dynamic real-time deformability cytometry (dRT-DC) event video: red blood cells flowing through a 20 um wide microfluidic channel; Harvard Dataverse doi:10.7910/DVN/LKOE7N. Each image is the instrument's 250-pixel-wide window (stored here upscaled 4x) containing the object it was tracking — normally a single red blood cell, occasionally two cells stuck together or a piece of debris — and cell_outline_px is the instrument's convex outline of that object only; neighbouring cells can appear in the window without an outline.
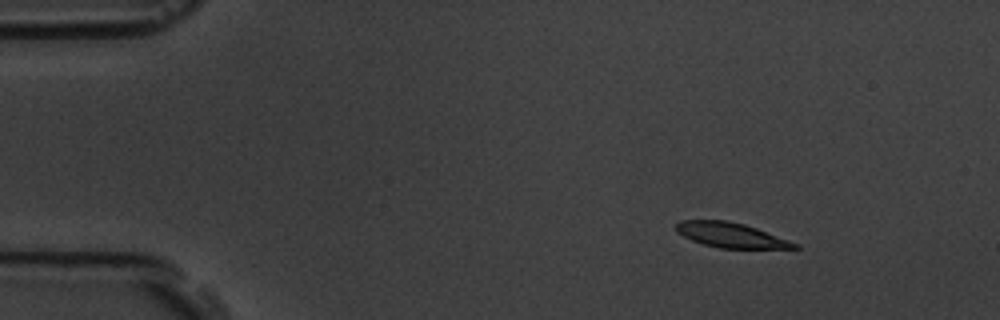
{"species": "common noctule bat (a hibernating species)", "species_latin": "Nyctalus noctula", "temperature_condition": "room temperature", "stored_images_in_passage": 11, "camera_frame_rate_fps": 3000, "um_per_image_px": 0.085, "animal": {"sex": "male", "body_mass_g": 19.5, "forearm_length_mm": 54.6}, "frame": {"image": 1, "passage_image": 2, "time_ms": 2.0, "image_size_px": [1000, 320], "cell_outline_px": [[800, 248], [720, 248], [704, 244], [692, 240], [676, 232], [672, 228], [680, 220], [728, 220], [744, 224], [756, 228], [800, 244]], "centroid_in_image_um": [62.09, 19.97], "position_along_channel_um": 22.9, "area_um2": 17.17}}
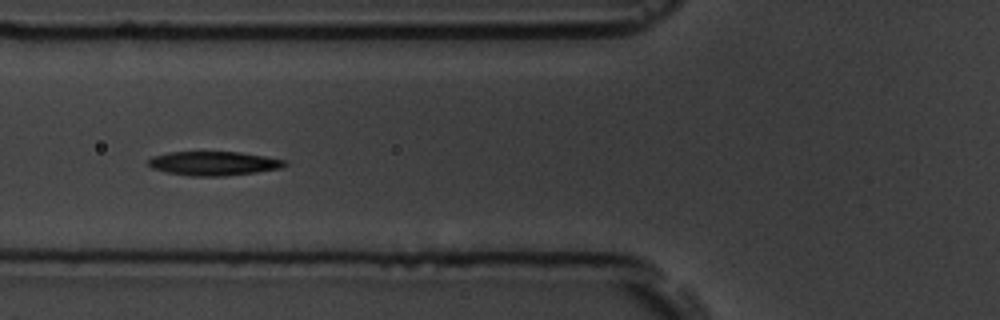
{"frame": {"image": 2, "passage_image": 6, "time_ms": 6.667, "image_size_px": [1000, 320], "cell_outline_px": [[288, 164], [280, 168], [256, 172], [224, 176], [192, 176], [168, 172], [152, 168], [148, 164], [148, 160], [152, 156], [168, 152], [240, 152], [288, 160]], "centroid_in_image_um": [18.18, 13.88], "position_along_channel_um": 107.6, "area_um2": 19.07}}
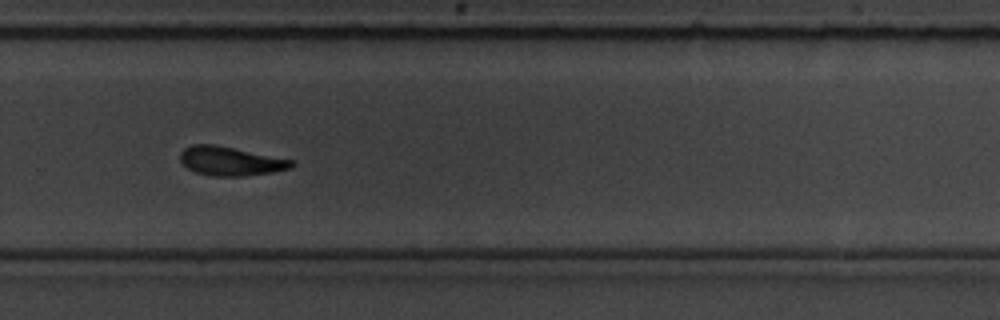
{"frame": {"image": 3, "passage_image": 11, "time_ms": 12.333, "image_size_px": [1000, 320], "cell_outline_px": [[296, 164], [292, 168], [272, 172], [240, 176], [212, 176], [196, 172], [188, 168], [180, 160], [180, 152], [184, 148], [192, 144], [212, 144], [292, 160]], "centroid_in_image_um": [19.57, 13.7], "position_along_channel_um": 310.2, "area_um2": 18.5}}